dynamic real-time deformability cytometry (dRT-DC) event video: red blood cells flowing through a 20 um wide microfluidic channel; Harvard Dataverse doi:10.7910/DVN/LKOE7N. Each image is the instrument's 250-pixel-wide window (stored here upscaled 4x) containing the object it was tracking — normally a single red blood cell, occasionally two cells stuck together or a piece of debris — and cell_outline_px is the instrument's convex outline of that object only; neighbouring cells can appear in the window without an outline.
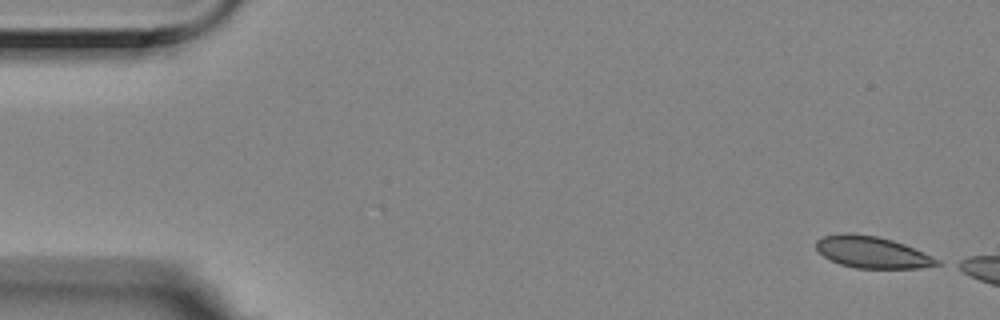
{"species": "Egyptian fruit bat (a non-hibernating species)", "species_latin": "Rousettus aegyptiacus", "temperature_condition": "room temperature", "stored_images_in_passage": 3, "camera_frame_rate_fps": 3000, "um_per_image_px": 0.085, "animal": {"sex": "female"}, "frame": {"image": 1, "passage_image": 1, "time_ms": 0.0, "image_size_px": [1000, 320], "cell_outline_px": [[940, 264], [920, 268], [856, 268], [840, 264], [824, 256], [816, 248], [816, 240], [824, 236], [844, 232], [852, 232], [876, 236], [892, 240], [904, 244], [924, 252], [940, 260]], "centroid_in_image_um": [74.13, 21.43], "position_along_channel_um": 10.9, "area_um2": 22.25}}